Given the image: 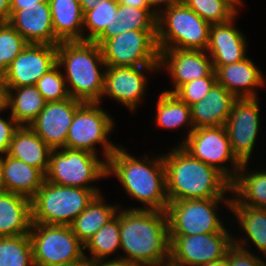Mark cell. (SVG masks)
I'll return each instance as SVG.
<instances>
[{
  "instance_id": "obj_8",
  "label": "cell",
  "mask_w": 266,
  "mask_h": 266,
  "mask_svg": "<svg viewBox=\"0 0 266 266\" xmlns=\"http://www.w3.org/2000/svg\"><path fill=\"white\" fill-rule=\"evenodd\" d=\"M29 236L35 266H54L85 258L84 244L70 226L32 223Z\"/></svg>"
},
{
  "instance_id": "obj_29",
  "label": "cell",
  "mask_w": 266,
  "mask_h": 266,
  "mask_svg": "<svg viewBox=\"0 0 266 266\" xmlns=\"http://www.w3.org/2000/svg\"><path fill=\"white\" fill-rule=\"evenodd\" d=\"M102 202L100 195H97L70 225L73 233L83 244L116 216L117 208Z\"/></svg>"
},
{
  "instance_id": "obj_17",
  "label": "cell",
  "mask_w": 266,
  "mask_h": 266,
  "mask_svg": "<svg viewBox=\"0 0 266 266\" xmlns=\"http://www.w3.org/2000/svg\"><path fill=\"white\" fill-rule=\"evenodd\" d=\"M159 51V66H164V63H166L165 66L168 67L175 84V89L164 91L166 93L173 94L181 85L187 82L206 76H216L212 60L209 58L210 56L206 55V51L175 48Z\"/></svg>"
},
{
  "instance_id": "obj_50",
  "label": "cell",
  "mask_w": 266,
  "mask_h": 266,
  "mask_svg": "<svg viewBox=\"0 0 266 266\" xmlns=\"http://www.w3.org/2000/svg\"><path fill=\"white\" fill-rule=\"evenodd\" d=\"M201 266H229L228 265L227 254H226V256L224 258H221V259L216 260V261L209 262V263L201 265Z\"/></svg>"
},
{
  "instance_id": "obj_26",
  "label": "cell",
  "mask_w": 266,
  "mask_h": 266,
  "mask_svg": "<svg viewBox=\"0 0 266 266\" xmlns=\"http://www.w3.org/2000/svg\"><path fill=\"white\" fill-rule=\"evenodd\" d=\"M159 11L139 9L118 4V9L110 25L94 40L99 46L107 39L113 38L131 30H157V16Z\"/></svg>"
},
{
  "instance_id": "obj_10",
  "label": "cell",
  "mask_w": 266,
  "mask_h": 266,
  "mask_svg": "<svg viewBox=\"0 0 266 266\" xmlns=\"http://www.w3.org/2000/svg\"><path fill=\"white\" fill-rule=\"evenodd\" d=\"M223 198L186 199L168 203L169 236L227 232L215 209Z\"/></svg>"
},
{
  "instance_id": "obj_44",
  "label": "cell",
  "mask_w": 266,
  "mask_h": 266,
  "mask_svg": "<svg viewBox=\"0 0 266 266\" xmlns=\"http://www.w3.org/2000/svg\"><path fill=\"white\" fill-rule=\"evenodd\" d=\"M41 2H49V0H11V10H20L22 6H30Z\"/></svg>"
},
{
  "instance_id": "obj_38",
  "label": "cell",
  "mask_w": 266,
  "mask_h": 266,
  "mask_svg": "<svg viewBox=\"0 0 266 266\" xmlns=\"http://www.w3.org/2000/svg\"><path fill=\"white\" fill-rule=\"evenodd\" d=\"M58 65L37 81L38 91L46 102L61 101L70 98L64 76L57 70Z\"/></svg>"
},
{
  "instance_id": "obj_47",
  "label": "cell",
  "mask_w": 266,
  "mask_h": 266,
  "mask_svg": "<svg viewBox=\"0 0 266 266\" xmlns=\"http://www.w3.org/2000/svg\"><path fill=\"white\" fill-rule=\"evenodd\" d=\"M99 1H112V0H79L83 14L92 10Z\"/></svg>"
},
{
  "instance_id": "obj_40",
  "label": "cell",
  "mask_w": 266,
  "mask_h": 266,
  "mask_svg": "<svg viewBox=\"0 0 266 266\" xmlns=\"http://www.w3.org/2000/svg\"><path fill=\"white\" fill-rule=\"evenodd\" d=\"M233 243L227 251L229 266H264L265 262L261 261L257 256H254L249 251L242 247L241 242Z\"/></svg>"
},
{
  "instance_id": "obj_31",
  "label": "cell",
  "mask_w": 266,
  "mask_h": 266,
  "mask_svg": "<svg viewBox=\"0 0 266 266\" xmlns=\"http://www.w3.org/2000/svg\"><path fill=\"white\" fill-rule=\"evenodd\" d=\"M246 231L248 237L266 255V209L240 205L234 199H225Z\"/></svg>"
},
{
  "instance_id": "obj_15",
  "label": "cell",
  "mask_w": 266,
  "mask_h": 266,
  "mask_svg": "<svg viewBox=\"0 0 266 266\" xmlns=\"http://www.w3.org/2000/svg\"><path fill=\"white\" fill-rule=\"evenodd\" d=\"M57 65V45L29 43L3 73L6 87L36 85Z\"/></svg>"
},
{
  "instance_id": "obj_7",
  "label": "cell",
  "mask_w": 266,
  "mask_h": 266,
  "mask_svg": "<svg viewBox=\"0 0 266 266\" xmlns=\"http://www.w3.org/2000/svg\"><path fill=\"white\" fill-rule=\"evenodd\" d=\"M104 176H107V162L100 161L95 154L85 150L62 148L51 151L45 180L61 186L91 189L100 195L88 183Z\"/></svg>"
},
{
  "instance_id": "obj_3",
  "label": "cell",
  "mask_w": 266,
  "mask_h": 266,
  "mask_svg": "<svg viewBox=\"0 0 266 266\" xmlns=\"http://www.w3.org/2000/svg\"><path fill=\"white\" fill-rule=\"evenodd\" d=\"M124 148H117L107 160V176H117L126 192L149 206L146 209L167 211L166 171L163 156L141 162Z\"/></svg>"
},
{
  "instance_id": "obj_27",
  "label": "cell",
  "mask_w": 266,
  "mask_h": 266,
  "mask_svg": "<svg viewBox=\"0 0 266 266\" xmlns=\"http://www.w3.org/2000/svg\"><path fill=\"white\" fill-rule=\"evenodd\" d=\"M55 37L60 41H84V14L79 0H49Z\"/></svg>"
},
{
  "instance_id": "obj_53",
  "label": "cell",
  "mask_w": 266,
  "mask_h": 266,
  "mask_svg": "<svg viewBox=\"0 0 266 266\" xmlns=\"http://www.w3.org/2000/svg\"><path fill=\"white\" fill-rule=\"evenodd\" d=\"M236 5L238 4H241V0H232Z\"/></svg>"
},
{
  "instance_id": "obj_46",
  "label": "cell",
  "mask_w": 266,
  "mask_h": 266,
  "mask_svg": "<svg viewBox=\"0 0 266 266\" xmlns=\"http://www.w3.org/2000/svg\"><path fill=\"white\" fill-rule=\"evenodd\" d=\"M6 100H7V89L3 79V75L0 74V112L7 109Z\"/></svg>"
},
{
  "instance_id": "obj_51",
  "label": "cell",
  "mask_w": 266,
  "mask_h": 266,
  "mask_svg": "<svg viewBox=\"0 0 266 266\" xmlns=\"http://www.w3.org/2000/svg\"><path fill=\"white\" fill-rule=\"evenodd\" d=\"M5 191V185H4V180H3V170L1 166V161H0V192Z\"/></svg>"
},
{
  "instance_id": "obj_30",
  "label": "cell",
  "mask_w": 266,
  "mask_h": 266,
  "mask_svg": "<svg viewBox=\"0 0 266 266\" xmlns=\"http://www.w3.org/2000/svg\"><path fill=\"white\" fill-rule=\"evenodd\" d=\"M246 164L247 162L241 163L239 168L241 175H236L231 182V191L238 194V197L242 196V199L235 198V200L240 205L266 209V171L244 175Z\"/></svg>"
},
{
  "instance_id": "obj_1",
  "label": "cell",
  "mask_w": 266,
  "mask_h": 266,
  "mask_svg": "<svg viewBox=\"0 0 266 266\" xmlns=\"http://www.w3.org/2000/svg\"><path fill=\"white\" fill-rule=\"evenodd\" d=\"M124 210L120 212V244L127 257L119 259L138 266L170 261L167 212L145 208Z\"/></svg>"
},
{
  "instance_id": "obj_18",
  "label": "cell",
  "mask_w": 266,
  "mask_h": 266,
  "mask_svg": "<svg viewBox=\"0 0 266 266\" xmlns=\"http://www.w3.org/2000/svg\"><path fill=\"white\" fill-rule=\"evenodd\" d=\"M28 42L33 44L58 45L55 37L49 2L22 6L20 10H11L8 21Z\"/></svg>"
},
{
  "instance_id": "obj_35",
  "label": "cell",
  "mask_w": 266,
  "mask_h": 266,
  "mask_svg": "<svg viewBox=\"0 0 266 266\" xmlns=\"http://www.w3.org/2000/svg\"><path fill=\"white\" fill-rule=\"evenodd\" d=\"M190 9L210 24H219L235 18L237 5L232 0H182Z\"/></svg>"
},
{
  "instance_id": "obj_6",
  "label": "cell",
  "mask_w": 266,
  "mask_h": 266,
  "mask_svg": "<svg viewBox=\"0 0 266 266\" xmlns=\"http://www.w3.org/2000/svg\"><path fill=\"white\" fill-rule=\"evenodd\" d=\"M210 26V23L181 1L165 9V12H159L157 16L158 48L205 51Z\"/></svg>"
},
{
  "instance_id": "obj_42",
  "label": "cell",
  "mask_w": 266,
  "mask_h": 266,
  "mask_svg": "<svg viewBox=\"0 0 266 266\" xmlns=\"http://www.w3.org/2000/svg\"><path fill=\"white\" fill-rule=\"evenodd\" d=\"M11 17V0H0V22H8Z\"/></svg>"
},
{
  "instance_id": "obj_2",
  "label": "cell",
  "mask_w": 266,
  "mask_h": 266,
  "mask_svg": "<svg viewBox=\"0 0 266 266\" xmlns=\"http://www.w3.org/2000/svg\"><path fill=\"white\" fill-rule=\"evenodd\" d=\"M169 202L224 198L231 182L216 168L193 158L181 146L163 156Z\"/></svg>"
},
{
  "instance_id": "obj_9",
  "label": "cell",
  "mask_w": 266,
  "mask_h": 266,
  "mask_svg": "<svg viewBox=\"0 0 266 266\" xmlns=\"http://www.w3.org/2000/svg\"><path fill=\"white\" fill-rule=\"evenodd\" d=\"M106 67L159 66L157 30H131L100 45Z\"/></svg>"
},
{
  "instance_id": "obj_28",
  "label": "cell",
  "mask_w": 266,
  "mask_h": 266,
  "mask_svg": "<svg viewBox=\"0 0 266 266\" xmlns=\"http://www.w3.org/2000/svg\"><path fill=\"white\" fill-rule=\"evenodd\" d=\"M6 107L11 108V117L20 125L28 126L44 109L46 101L36 85L6 87ZM17 93L13 95V92ZM15 96V97H14Z\"/></svg>"
},
{
  "instance_id": "obj_4",
  "label": "cell",
  "mask_w": 266,
  "mask_h": 266,
  "mask_svg": "<svg viewBox=\"0 0 266 266\" xmlns=\"http://www.w3.org/2000/svg\"><path fill=\"white\" fill-rule=\"evenodd\" d=\"M57 65L65 66V81L70 97L82 102L100 103L104 93L105 74L98 70L104 65L101 48L94 41H64L57 45ZM70 89V90H69Z\"/></svg>"
},
{
  "instance_id": "obj_25",
  "label": "cell",
  "mask_w": 266,
  "mask_h": 266,
  "mask_svg": "<svg viewBox=\"0 0 266 266\" xmlns=\"http://www.w3.org/2000/svg\"><path fill=\"white\" fill-rule=\"evenodd\" d=\"M5 191L22 195L30 200L41 188L45 175L37 168L6 154L0 156Z\"/></svg>"
},
{
  "instance_id": "obj_32",
  "label": "cell",
  "mask_w": 266,
  "mask_h": 266,
  "mask_svg": "<svg viewBox=\"0 0 266 266\" xmlns=\"http://www.w3.org/2000/svg\"><path fill=\"white\" fill-rule=\"evenodd\" d=\"M157 124L166 128H178L183 124H191L189 136L195 129L193 127L191 107L180 101L174 94L162 92L157 104Z\"/></svg>"
},
{
  "instance_id": "obj_11",
  "label": "cell",
  "mask_w": 266,
  "mask_h": 266,
  "mask_svg": "<svg viewBox=\"0 0 266 266\" xmlns=\"http://www.w3.org/2000/svg\"><path fill=\"white\" fill-rule=\"evenodd\" d=\"M97 102H84L75 112L67 134L65 148L85 150L96 154L93 148L96 143L103 144L106 162L117 149L107 141L113 122L109 115L97 107Z\"/></svg>"
},
{
  "instance_id": "obj_13",
  "label": "cell",
  "mask_w": 266,
  "mask_h": 266,
  "mask_svg": "<svg viewBox=\"0 0 266 266\" xmlns=\"http://www.w3.org/2000/svg\"><path fill=\"white\" fill-rule=\"evenodd\" d=\"M170 261L179 266H201L224 258L234 240L228 232L169 236Z\"/></svg>"
},
{
  "instance_id": "obj_14",
  "label": "cell",
  "mask_w": 266,
  "mask_h": 266,
  "mask_svg": "<svg viewBox=\"0 0 266 266\" xmlns=\"http://www.w3.org/2000/svg\"><path fill=\"white\" fill-rule=\"evenodd\" d=\"M224 127L233 154L241 163H248L259 129V105L256 98H237Z\"/></svg>"
},
{
  "instance_id": "obj_37",
  "label": "cell",
  "mask_w": 266,
  "mask_h": 266,
  "mask_svg": "<svg viewBox=\"0 0 266 266\" xmlns=\"http://www.w3.org/2000/svg\"><path fill=\"white\" fill-rule=\"evenodd\" d=\"M118 4L117 0L99 1L92 10L84 14L83 26H87L90 30L84 41H94L110 25Z\"/></svg>"
},
{
  "instance_id": "obj_41",
  "label": "cell",
  "mask_w": 266,
  "mask_h": 266,
  "mask_svg": "<svg viewBox=\"0 0 266 266\" xmlns=\"http://www.w3.org/2000/svg\"><path fill=\"white\" fill-rule=\"evenodd\" d=\"M19 127L12 117L8 122L0 117V154H7L13 135Z\"/></svg>"
},
{
  "instance_id": "obj_24",
  "label": "cell",
  "mask_w": 266,
  "mask_h": 266,
  "mask_svg": "<svg viewBox=\"0 0 266 266\" xmlns=\"http://www.w3.org/2000/svg\"><path fill=\"white\" fill-rule=\"evenodd\" d=\"M51 151L52 149L29 126H20L13 135L7 155L20 159L46 175Z\"/></svg>"
},
{
  "instance_id": "obj_19",
  "label": "cell",
  "mask_w": 266,
  "mask_h": 266,
  "mask_svg": "<svg viewBox=\"0 0 266 266\" xmlns=\"http://www.w3.org/2000/svg\"><path fill=\"white\" fill-rule=\"evenodd\" d=\"M104 71V93L109 95L123 105L134 110L136 104L142 97L146 78L142 73L144 69L156 70L160 66H141V67H106Z\"/></svg>"
},
{
  "instance_id": "obj_45",
  "label": "cell",
  "mask_w": 266,
  "mask_h": 266,
  "mask_svg": "<svg viewBox=\"0 0 266 266\" xmlns=\"http://www.w3.org/2000/svg\"><path fill=\"white\" fill-rule=\"evenodd\" d=\"M92 266H138V265L117 258L116 260L114 259L106 262L103 261L94 262L92 263Z\"/></svg>"
},
{
  "instance_id": "obj_20",
  "label": "cell",
  "mask_w": 266,
  "mask_h": 266,
  "mask_svg": "<svg viewBox=\"0 0 266 266\" xmlns=\"http://www.w3.org/2000/svg\"><path fill=\"white\" fill-rule=\"evenodd\" d=\"M232 23L233 19L210 26L206 51L210 52L213 66H226L246 58L245 37Z\"/></svg>"
},
{
  "instance_id": "obj_16",
  "label": "cell",
  "mask_w": 266,
  "mask_h": 266,
  "mask_svg": "<svg viewBox=\"0 0 266 266\" xmlns=\"http://www.w3.org/2000/svg\"><path fill=\"white\" fill-rule=\"evenodd\" d=\"M83 103L72 97L46 102L44 109L28 126L52 150L65 148L68 130L75 112Z\"/></svg>"
},
{
  "instance_id": "obj_43",
  "label": "cell",
  "mask_w": 266,
  "mask_h": 266,
  "mask_svg": "<svg viewBox=\"0 0 266 266\" xmlns=\"http://www.w3.org/2000/svg\"><path fill=\"white\" fill-rule=\"evenodd\" d=\"M119 4L136 7L139 9H150L148 0H117Z\"/></svg>"
},
{
  "instance_id": "obj_49",
  "label": "cell",
  "mask_w": 266,
  "mask_h": 266,
  "mask_svg": "<svg viewBox=\"0 0 266 266\" xmlns=\"http://www.w3.org/2000/svg\"><path fill=\"white\" fill-rule=\"evenodd\" d=\"M54 266H92V263L85 256V258L82 260H77L71 263L59 264Z\"/></svg>"
},
{
  "instance_id": "obj_21",
  "label": "cell",
  "mask_w": 266,
  "mask_h": 266,
  "mask_svg": "<svg viewBox=\"0 0 266 266\" xmlns=\"http://www.w3.org/2000/svg\"><path fill=\"white\" fill-rule=\"evenodd\" d=\"M237 98L216 83L209 93L191 106L194 128L225 126Z\"/></svg>"
},
{
  "instance_id": "obj_22",
  "label": "cell",
  "mask_w": 266,
  "mask_h": 266,
  "mask_svg": "<svg viewBox=\"0 0 266 266\" xmlns=\"http://www.w3.org/2000/svg\"><path fill=\"white\" fill-rule=\"evenodd\" d=\"M213 68L217 83L236 98H256L253 88L264 84L262 72L247 57L239 62L226 66H213Z\"/></svg>"
},
{
  "instance_id": "obj_12",
  "label": "cell",
  "mask_w": 266,
  "mask_h": 266,
  "mask_svg": "<svg viewBox=\"0 0 266 266\" xmlns=\"http://www.w3.org/2000/svg\"><path fill=\"white\" fill-rule=\"evenodd\" d=\"M181 147L193 158L198 159L220 171L230 182L239 173L241 162L233 154L224 126L195 128ZM231 160L234 166L231 172L221 163ZM220 163V164H219ZM230 172V173H229ZM233 173V174H232ZM236 173V174H235Z\"/></svg>"
},
{
  "instance_id": "obj_39",
  "label": "cell",
  "mask_w": 266,
  "mask_h": 266,
  "mask_svg": "<svg viewBox=\"0 0 266 266\" xmlns=\"http://www.w3.org/2000/svg\"><path fill=\"white\" fill-rule=\"evenodd\" d=\"M216 83V76H206L181 85L173 94L191 107L205 98Z\"/></svg>"
},
{
  "instance_id": "obj_23",
  "label": "cell",
  "mask_w": 266,
  "mask_h": 266,
  "mask_svg": "<svg viewBox=\"0 0 266 266\" xmlns=\"http://www.w3.org/2000/svg\"><path fill=\"white\" fill-rule=\"evenodd\" d=\"M31 226V200L8 191L0 192V237L29 234Z\"/></svg>"
},
{
  "instance_id": "obj_48",
  "label": "cell",
  "mask_w": 266,
  "mask_h": 266,
  "mask_svg": "<svg viewBox=\"0 0 266 266\" xmlns=\"http://www.w3.org/2000/svg\"><path fill=\"white\" fill-rule=\"evenodd\" d=\"M181 1L182 0H148V3L150 5V7H152V6L156 7V6H158V4L160 5V4L164 3V5H166L165 9H167V8L171 7L172 5H175V4H177V3L181 2Z\"/></svg>"
},
{
  "instance_id": "obj_33",
  "label": "cell",
  "mask_w": 266,
  "mask_h": 266,
  "mask_svg": "<svg viewBox=\"0 0 266 266\" xmlns=\"http://www.w3.org/2000/svg\"><path fill=\"white\" fill-rule=\"evenodd\" d=\"M120 244V212L101 227L85 244L84 248H88L91 252V263L103 261L105 257L117 248Z\"/></svg>"
},
{
  "instance_id": "obj_5",
  "label": "cell",
  "mask_w": 266,
  "mask_h": 266,
  "mask_svg": "<svg viewBox=\"0 0 266 266\" xmlns=\"http://www.w3.org/2000/svg\"><path fill=\"white\" fill-rule=\"evenodd\" d=\"M96 196L91 189L61 186L44 180L31 199L32 223L70 226Z\"/></svg>"
},
{
  "instance_id": "obj_52",
  "label": "cell",
  "mask_w": 266,
  "mask_h": 266,
  "mask_svg": "<svg viewBox=\"0 0 266 266\" xmlns=\"http://www.w3.org/2000/svg\"><path fill=\"white\" fill-rule=\"evenodd\" d=\"M155 266H179V265H176V264L172 263L171 261H167V263L165 262V264L161 263V264L155 265Z\"/></svg>"
},
{
  "instance_id": "obj_34",
  "label": "cell",
  "mask_w": 266,
  "mask_h": 266,
  "mask_svg": "<svg viewBox=\"0 0 266 266\" xmlns=\"http://www.w3.org/2000/svg\"><path fill=\"white\" fill-rule=\"evenodd\" d=\"M0 266H35L29 234L0 237Z\"/></svg>"
},
{
  "instance_id": "obj_36",
  "label": "cell",
  "mask_w": 266,
  "mask_h": 266,
  "mask_svg": "<svg viewBox=\"0 0 266 266\" xmlns=\"http://www.w3.org/2000/svg\"><path fill=\"white\" fill-rule=\"evenodd\" d=\"M28 44L9 22H0V74Z\"/></svg>"
}]
</instances>
